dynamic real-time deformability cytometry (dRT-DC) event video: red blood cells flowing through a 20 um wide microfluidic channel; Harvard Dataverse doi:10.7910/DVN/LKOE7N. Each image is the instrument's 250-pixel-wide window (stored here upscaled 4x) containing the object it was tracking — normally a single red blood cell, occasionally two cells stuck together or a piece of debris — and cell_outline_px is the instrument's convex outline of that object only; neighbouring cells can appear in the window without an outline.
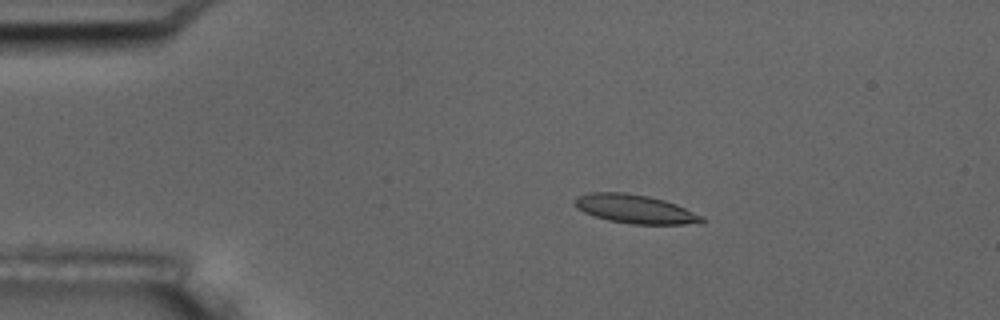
{"species": "common noctule bat (a hibernating species)", "species_latin": "Nyctalus noctula", "temperature_condition": "room temperature", "stored_images_in_passage": 4, "camera_frame_rate_fps": 3000, "um_per_image_px": 0.085, "animal": {"sex": "male", "body_mass_g": 17.5, "forearm_length_mm": 52.3}, "frame": {"image": 1, "passage_image": 3, "time_ms": 2.333, "image_size_px": [1000, 320], "cell_outline_px": [[708, 220], [700, 224], [632, 224], [608, 220], [584, 212], [576, 208], [572, 204], [572, 200], [576, 196], [588, 192], [624, 192], [648, 196], [664, 200], [676, 204], [704, 216]], "centroid_in_image_um": [53.98, 17.76], "position_along_channel_um": 31.0, "area_um2": 21.62}}